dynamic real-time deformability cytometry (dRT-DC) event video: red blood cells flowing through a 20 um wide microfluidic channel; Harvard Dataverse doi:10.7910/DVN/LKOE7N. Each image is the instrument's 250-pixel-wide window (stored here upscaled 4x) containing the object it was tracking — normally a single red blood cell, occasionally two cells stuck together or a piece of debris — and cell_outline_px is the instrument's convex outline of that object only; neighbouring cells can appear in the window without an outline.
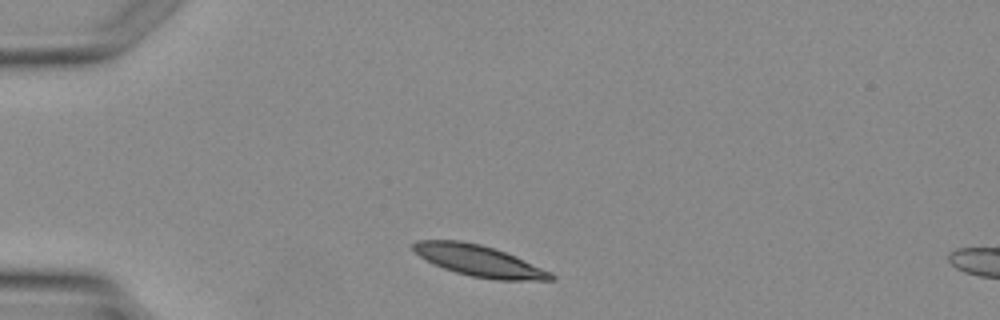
{"species": "Egyptian fruit bat (a non-hibernating species)", "species_latin": "Rousettus aegyptiacus", "temperature_condition": "warm", "stored_images_in_passage": 3, "camera_frame_rate_fps": 3000, "um_per_image_px": 0.085, "animal": {"sex": "female"}, "frame": {"image": 1, "passage_image": 3, "time_ms": 3.333, "image_size_px": [1000, 320], "cell_outline_px": [[556, 280], [496, 280], [472, 276], [456, 272], [444, 268], [420, 256], [412, 248], [412, 244], [416, 240], [460, 240], [480, 244], [516, 256], [552, 272], [556, 276]], "centroid_in_image_um": [40.76, 22.17], "position_along_channel_um": 44.2, "area_um2": 24.8}}